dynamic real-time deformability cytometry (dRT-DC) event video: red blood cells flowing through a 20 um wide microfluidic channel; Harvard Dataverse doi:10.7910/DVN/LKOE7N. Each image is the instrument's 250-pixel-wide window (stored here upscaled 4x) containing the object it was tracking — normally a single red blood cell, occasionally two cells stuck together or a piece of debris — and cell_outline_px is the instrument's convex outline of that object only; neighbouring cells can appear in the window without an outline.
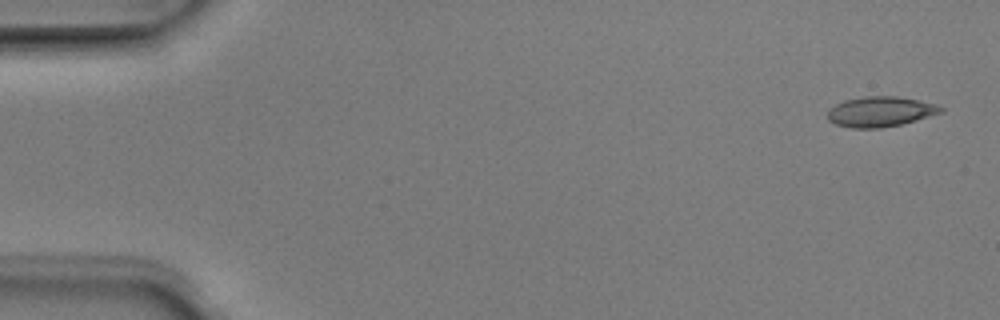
{"species": "Egyptian fruit bat (a non-hibernating species)", "species_latin": "Rousettus aegyptiacus", "temperature_condition": "room temperature", "stored_images_in_passage": 5, "camera_frame_rate_fps": 3000, "um_per_image_px": 0.085, "animal": {"sex": "male"}, "frame": {"image": 1, "passage_image": 1, "time_ms": 0.0, "image_size_px": [1000, 320], "cell_outline_px": [[944, 112], [916, 120], [900, 124], [880, 128], [852, 128], [836, 124], [828, 120], [828, 108], [844, 100], [864, 96], [896, 96], [936, 104], [944, 108]], "centroid_in_image_um": [74.82, 9.49], "position_along_channel_um": 10.2, "area_um2": 19.88}}
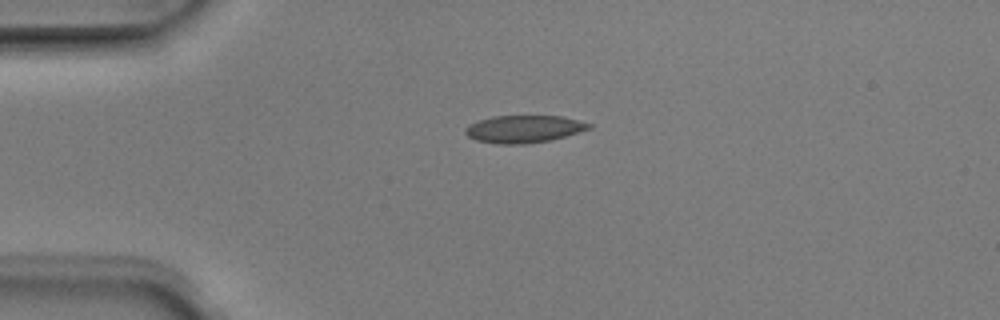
{"frame": {"image": 2, "passage_image": 4, "time_ms": 1.0, "image_size_px": [1000, 320], "cell_outline_px": [[592, 128], [552, 140], [524, 144], [500, 144], [476, 140], [468, 136], [464, 132], [464, 128], [468, 124], [492, 116], [560, 116], [592, 124]], "centroid_in_image_um": [44.5, 10.97], "position_along_channel_um": 40.5, "area_um2": 19.71}}